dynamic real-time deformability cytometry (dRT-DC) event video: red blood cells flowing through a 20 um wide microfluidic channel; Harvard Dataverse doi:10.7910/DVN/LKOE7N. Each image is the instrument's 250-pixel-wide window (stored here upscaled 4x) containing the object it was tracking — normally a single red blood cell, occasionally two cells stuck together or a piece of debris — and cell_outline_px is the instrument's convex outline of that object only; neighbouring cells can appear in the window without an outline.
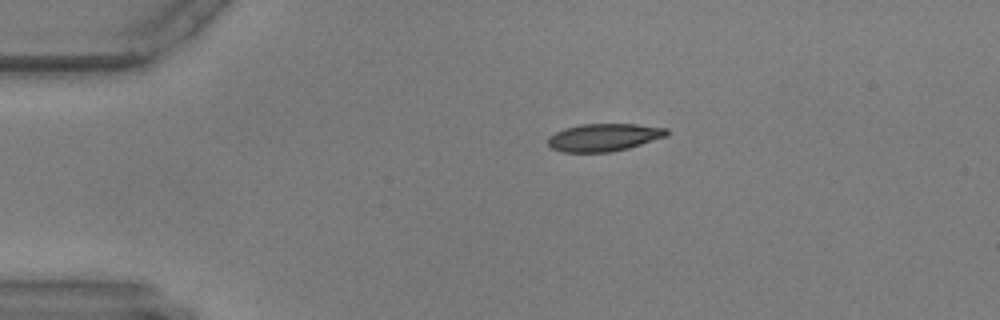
{"species": "common noctule bat (a hibernating species)", "species_latin": "Nyctalus noctula", "temperature_condition": "warm", "stored_images_in_passage": 47, "camera_frame_rate_fps": 3000, "um_per_image_px": 0.085, "animal": {"sex": "male", "body_mass_g": 17.9, "forearm_length_mm": 54.2}, "frame": {"image": 1, "passage_image": 1, "time_ms": 0.0, "image_size_px": [1000, 320], "cell_outline_px": [[668, 136], [628, 148], [612, 152], [564, 152], [552, 148], [548, 144], [548, 136], [564, 128], [580, 124], [636, 124], [668, 128]], "centroid_in_image_um": [51.34, 11.67], "position_along_channel_um": 33.7, "area_um2": 19.19}}
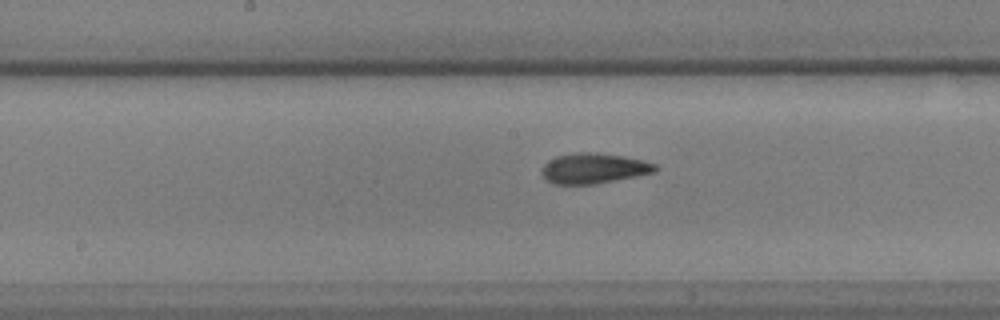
{"frame": {"image": 2, "passage_image": 19, "time_ms": 6.0, "image_size_px": [1000, 320], "cell_outline_px": [[660, 168], [656, 172], [596, 184], [552, 184], [540, 172], [544, 164], [548, 160], [556, 156], [572, 152], [596, 152], [624, 156], [656, 164]], "centroid_in_image_um": [50.46, 14.3], "position_along_channel_um": 197.7, "area_um2": 20.23}}
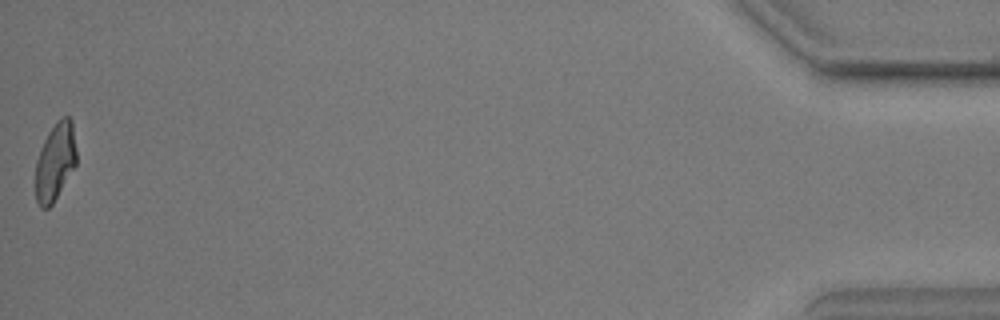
{"frame": {"image": 3, "passage_image": 47, "time_ms": 15.333, "image_size_px": [1000, 320], "cell_outline_px": [[76, 164], [52, 204], [48, 208], [40, 208], [36, 200], [36, 160], [40, 148], [48, 132], [56, 120], [60, 116], [68, 116], [72, 120], [76, 148]], "centroid_in_image_um": [4.69, 13.7], "position_along_channel_um": 430.5, "area_um2": 18.55}}